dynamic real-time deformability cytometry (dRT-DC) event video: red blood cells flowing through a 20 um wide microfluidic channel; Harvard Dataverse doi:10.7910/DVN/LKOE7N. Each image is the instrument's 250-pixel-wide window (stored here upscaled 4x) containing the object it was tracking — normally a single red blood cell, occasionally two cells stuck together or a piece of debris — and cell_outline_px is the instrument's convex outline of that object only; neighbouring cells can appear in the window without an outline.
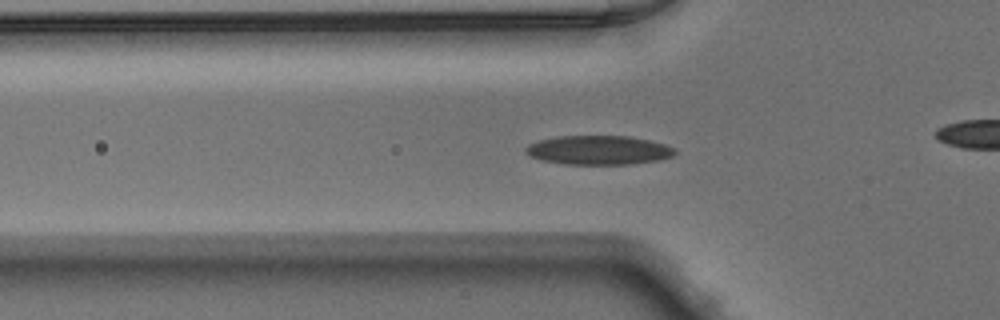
{"species": "Egyptian fruit bat (a non-hibernating species)", "species_latin": "Rousettus aegyptiacus", "temperature_condition": "warm", "stored_images_in_passage": 39, "camera_frame_rate_fps": 3000, "um_per_image_px": 0.085, "animal": {"sex": "male"}, "frame": {"image": 1, "passage_image": 5, "time_ms": 1.333, "image_size_px": [1000, 320], "cell_outline_px": [[676, 152], [672, 156], [656, 160], [632, 164], [564, 164], [540, 160], [524, 152], [524, 148], [528, 144], [540, 140], [556, 136], [628, 136], [648, 140], [664, 144], [676, 148]], "centroid_in_image_um": [50.85, 12.76], "position_along_channel_um": 75.0, "area_um2": 25.26}}
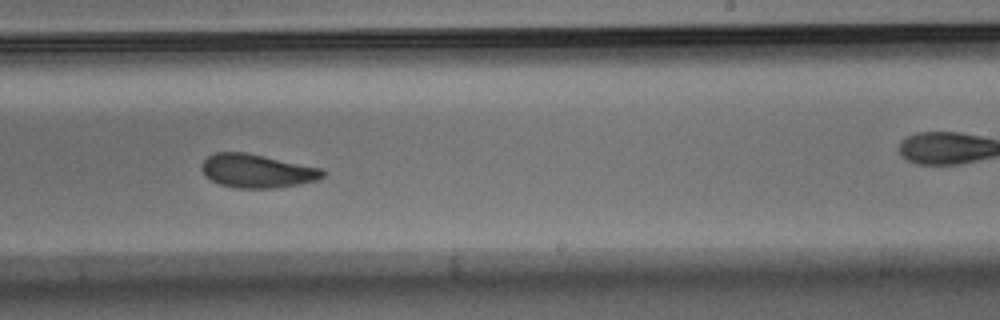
{"frame": {"image": 2, "passage_image": 19, "time_ms": 6.0, "image_size_px": [1000, 320], "cell_outline_px": [[324, 176], [316, 180], [276, 188], [236, 188], [220, 184], [212, 180], [200, 168], [200, 164], [208, 156], [216, 152], [244, 152], [324, 168]], "centroid_in_image_um": [21.85, 14.52], "position_along_channel_um": 267.2, "area_um2": 23.52}}
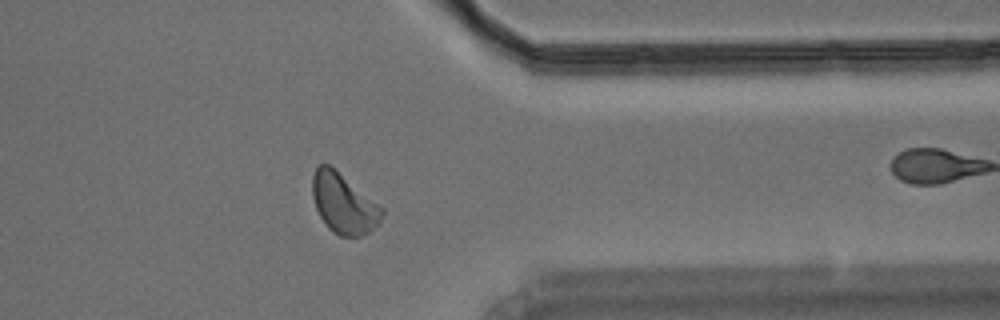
{"frame": {"image": 3, "passage_image": 28, "time_ms": 9.0, "image_size_px": [1000, 320], "cell_outline_px": [[384, 212], [380, 224], [368, 232], [360, 236], [340, 236], [328, 228], [320, 216], [316, 208], [312, 196], [312, 176], [316, 168], [320, 164], [332, 164], [384, 208]], "centroid_in_image_um": [29.23, 17.26], "position_along_channel_um": 382.2, "area_um2": 24.74}}